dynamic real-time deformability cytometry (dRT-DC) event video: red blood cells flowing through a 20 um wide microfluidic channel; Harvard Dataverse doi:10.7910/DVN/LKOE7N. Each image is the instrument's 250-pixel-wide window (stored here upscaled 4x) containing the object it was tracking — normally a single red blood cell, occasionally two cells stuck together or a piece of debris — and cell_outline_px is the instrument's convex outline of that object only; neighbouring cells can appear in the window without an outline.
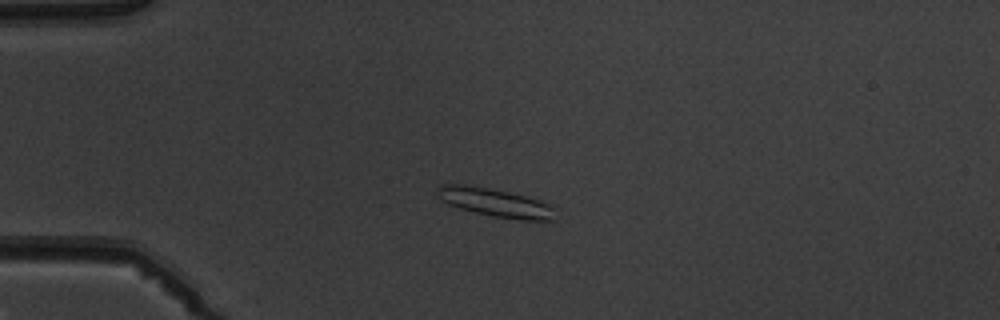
{"species": "common noctule bat (a hibernating species)", "species_latin": "Nyctalus noctula", "temperature_condition": "warm", "stored_images_in_passage": 5, "camera_frame_rate_fps": 3000, "um_per_image_px": 0.085, "animal": {"sex": "male", "body_mass_g": 19.5, "forearm_length_mm": 54.6}, "frame": {"image": 1, "passage_image": 4, "time_ms": 3.333, "image_size_px": [1000, 320], "cell_outline_px": [[556, 220], [520, 220], [492, 216], [460, 208], [448, 204], [440, 200], [436, 196], [436, 188], [440, 184], [468, 184], [508, 192], [540, 200], [556, 208]], "centroid_in_image_um": [42.09, 17.22], "position_along_channel_um": 42.9, "area_um2": 19.77}}